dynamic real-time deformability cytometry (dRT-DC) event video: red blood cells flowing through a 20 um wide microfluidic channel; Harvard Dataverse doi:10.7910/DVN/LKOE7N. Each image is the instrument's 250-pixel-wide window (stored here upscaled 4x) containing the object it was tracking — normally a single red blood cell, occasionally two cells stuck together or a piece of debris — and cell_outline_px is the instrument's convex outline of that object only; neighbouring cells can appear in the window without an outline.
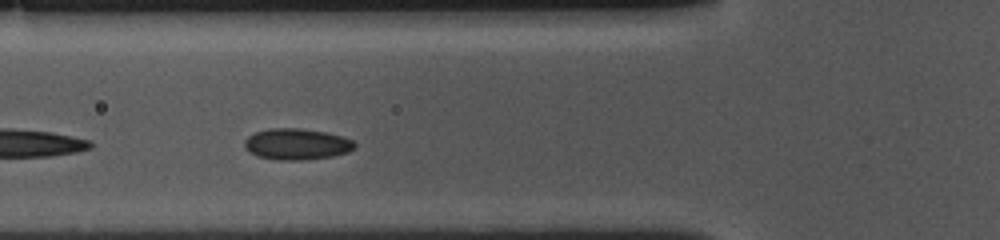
{"species": "common noctule bat (a hibernating species)", "species_latin": "Nyctalus noctula", "temperature_condition": "cold", "stored_images_in_passage": 15, "camera_frame_rate_fps": 3000, "um_per_image_px": 0.085, "animal": {"sex": "female", "body_mass_g": 10.0, "forearm_length_mm": 53.1}, "frame": {"image": 1, "passage_image": 5, "time_ms": 1.333, "image_size_px": [1000, 240], "cell_outline_px": [[356, 148], [348, 152], [332, 156], [304, 160], [276, 160], [256, 156], [244, 148], [244, 140], [248, 136], [256, 132], [272, 128], [300, 128], [328, 132], [352, 140], [356, 144]], "centroid_in_image_um": [25.21, 12.25], "position_along_channel_um": 100.6, "area_um2": 20.17}}